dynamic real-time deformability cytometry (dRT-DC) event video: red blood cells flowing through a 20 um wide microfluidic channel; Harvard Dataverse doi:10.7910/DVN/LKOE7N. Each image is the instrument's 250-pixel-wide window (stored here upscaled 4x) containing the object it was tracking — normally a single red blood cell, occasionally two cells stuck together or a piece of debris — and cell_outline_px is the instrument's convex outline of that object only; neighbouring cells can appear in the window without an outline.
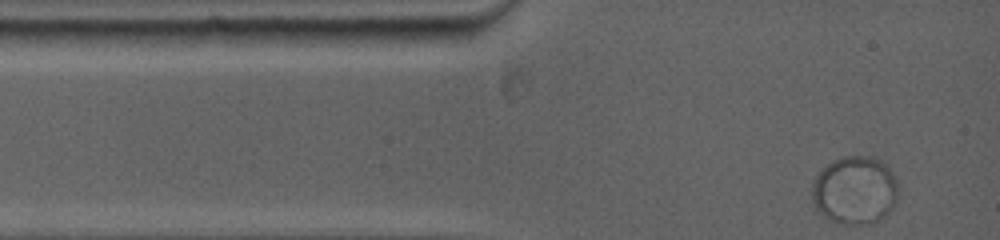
{"species": "common noctule bat (a hibernating species)", "species_latin": "Nyctalus noctula", "temperature_condition": "warm", "stored_images_in_passage": 10, "camera_frame_rate_fps": 5000, "um_per_image_px": 0.085, "animal": {"sex": "female", "body_mass_g": 19.0, "forearm_length_mm": 53.3}, "frame": {"image": 1, "passage_image": 1, "time_ms": 0.0, "image_size_px": [1000, 240], "cell_outline_px": [[896, 200], [892, 208], [888, 212], [876, 220], [860, 224], [844, 224], [832, 220], [824, 216], [812, 204], [812, 184], [816, 176], [828, 164], [844, 156], [868, 156], [880, 160], [896, 176]], "centroid_in_image_um": [72.64, 16.16], "position_along_channel_um": 12.4, "area_um2": 33.7}}
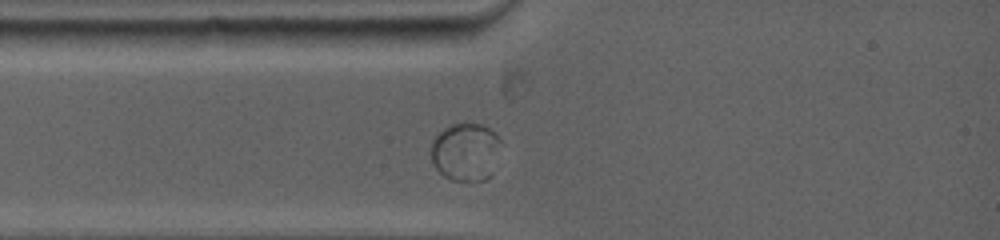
{"frame": {"image": 2, "passage_image": 6, "time_ms": 1.8, "image_size_px": [1000, 240], "cell_outline_px": [[500, 140], [488, 176], [484, 180], [452, 180], [444, 176], [436, 168], [432, 160], [432, 140], [444, 128], [452, 124], [480, 124], [496, 132]], "centroid_in_image_um": [39.52, 12.88], "position_along_channel_um": 45.5, "area_um2": 22.72}}
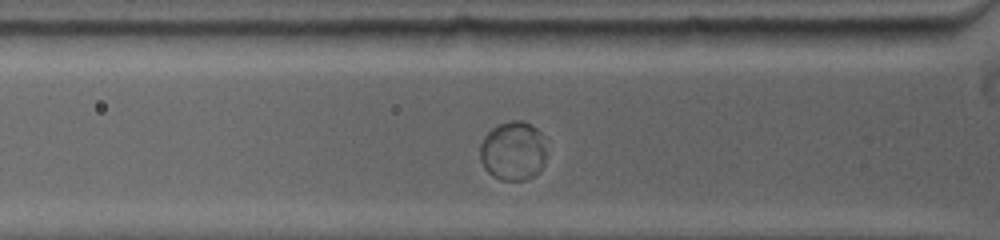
{"frame": {"image": 3, "passage_image": 9, "time_ms": 2.8, "image_size_px": [1000, 240], "cell_outline_px": [[544, 164], [540, 172], [528, 180], [500, 180], [492, 176], [484, 168], [480, 160], [480, 144], [484, 136], [496, 124], [512, 120], [520, 120], [532, 124], [544, 136]], "centroid_in_image_um": [43.6, 12.83], "position_along_channel_um": 82.2, "area_um2": 23.29}}